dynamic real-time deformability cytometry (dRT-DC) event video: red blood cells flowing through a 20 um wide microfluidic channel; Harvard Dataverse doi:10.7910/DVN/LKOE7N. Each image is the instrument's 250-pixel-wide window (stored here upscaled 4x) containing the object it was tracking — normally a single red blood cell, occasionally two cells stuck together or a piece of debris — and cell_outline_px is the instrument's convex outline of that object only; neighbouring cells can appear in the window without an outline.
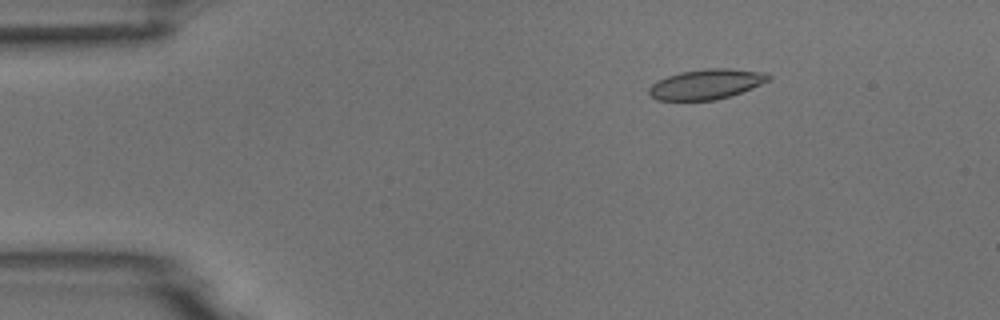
{"species": "common noctule bat (a hibernating species)", "species_latin": "Nyctalus noctula", "temperature_condition": "room temperature", "stored_images_in_passage": 3, "camera_frame_rate_fps": 3000, "um_per_image_px": 0.085, "animal": {"sex": "male", "body_mass_g": 18.8}, "frame": {"image": 1, "passage_image": 1, "time_ms": 0.0, "image_size_px": [1000, 320], "cell_outline_px": [[772, 80], [752, 88], [716, 100], [656, 100], [648, 92], [648, 88], [656, 80], [680, 72], [704, 68], [728, 68], [768, 72], [772, 76]], "centroid_in_image_um": [60.07, 7.14], "position_along_channel_um": 24.9, "area_um2": 21.15}}
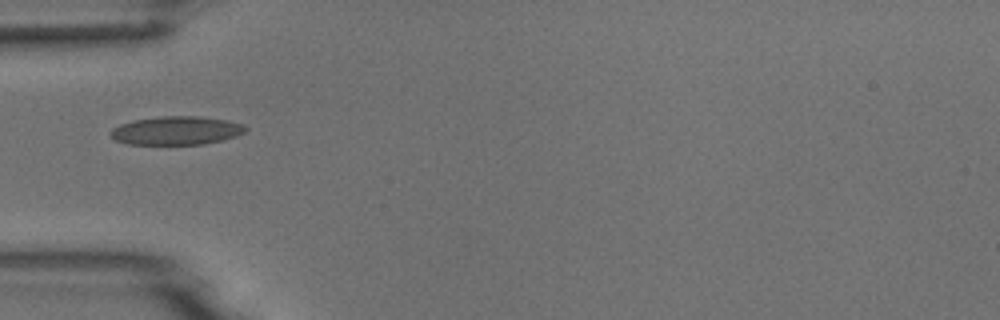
{"frame": {"image": 2, "passage_image": 3, "time_ms": 3.0, "image_size_px": [1000, 320], "cell_outline_px": [[248, 128], [244, 132], [236, 136], [204, 144], [128, 144], [116, 140], [108, 132], [112, 128], [120, 124], [132, 120], [160, 116], [200, 116], [228, 120], [244, 124]], "centroid_in_image_um": [14.99, 11.08], "position_along_channel_um": 70.0, "area_um2": 22.48}}